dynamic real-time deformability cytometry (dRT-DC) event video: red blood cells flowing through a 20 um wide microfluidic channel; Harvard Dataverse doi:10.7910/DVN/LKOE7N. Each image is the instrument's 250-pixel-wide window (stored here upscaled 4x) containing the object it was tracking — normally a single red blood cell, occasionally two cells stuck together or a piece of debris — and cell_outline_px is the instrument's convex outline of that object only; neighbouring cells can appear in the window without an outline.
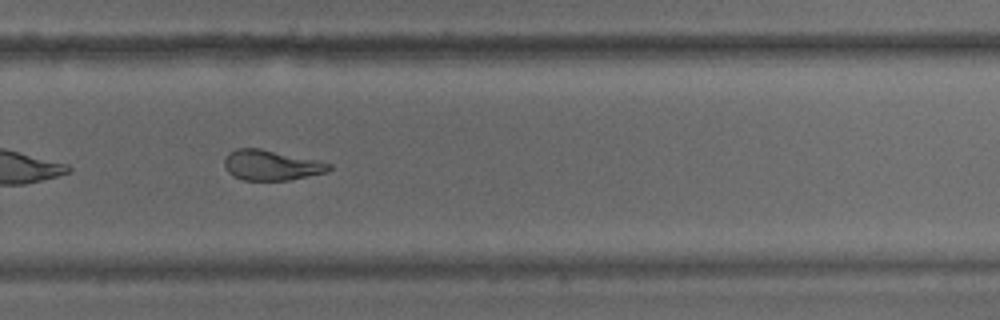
{"species": "common noctule bat (a hibernating species)", "species_latin": "Nyctalus noctula", "temperature_condition": "warm", "stored_images_in_passage": 39, "camera_frame_rate_fps": 3000, "um_per_image_px": 0.085, "animal": {"sex": "male", "body_mass_g": 15.6}, "frame": {"image": 1, "passage_image": 28, "time_ms": 9.0, "image_size_px": [1000, 320], "cell_outline_px": [[332, 168], [328, 172], [288, 180], [244, 180], [232, 176], [224, 168], [224, 160], [228, 152], [236, 148], [260, 148], [316, 160], [332, 164]], "centroid_in_image_um": [23.03, 14.04], "position_along_channel_um": 306.8, "area_um2": 18.5}, "authors_computed_cell_mechanics": {"area_um2": 19.8254, "velocity_mm_per_s": 3.9151, "shape_relaxation_time_tau1_ms": null, "shape_relaxation_time_tau2_ms": 2.0562, "deformation_change_tau1": null, "deformation_change_tau2": 0.1108}}